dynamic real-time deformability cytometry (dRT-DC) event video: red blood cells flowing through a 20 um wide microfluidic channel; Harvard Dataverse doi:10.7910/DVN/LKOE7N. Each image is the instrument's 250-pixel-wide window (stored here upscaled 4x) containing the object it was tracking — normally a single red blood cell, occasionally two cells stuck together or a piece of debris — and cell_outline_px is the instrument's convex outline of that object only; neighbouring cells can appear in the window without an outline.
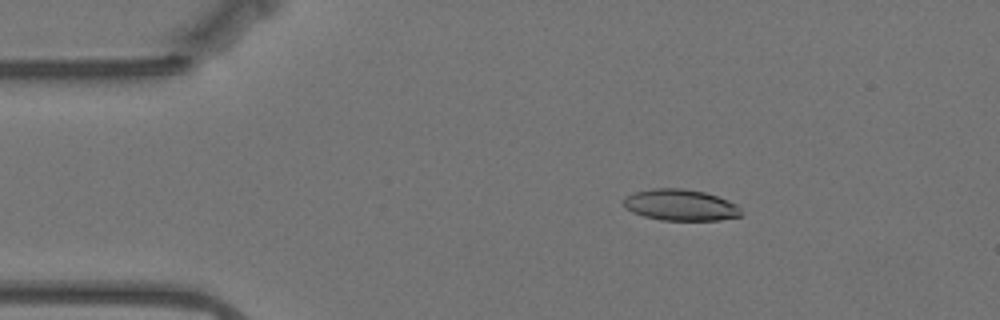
{"species": "Egyptian fruit bat (a non-hibernating species)", "species_latin": "Rousettus aegyptiacus", "temperature_condition": "warm", "stored_images_in_passage": 57, "camera_frame_rate_fps": 3000, "um_per_image_px": 0.085, "animal": {"sex": "female"}, "frame": {"image": 1, "passage_image": 9, "time_ms": 2.667, "image_size_px": [1000, 320], "cell_outline_px": [[740, 216], [720, 220], [660, 220], [644, 216], [632, 212], [624, 208], [624, 200], [628, 196], [636, 192], [652, 188], [680, 188], [704, 192], [728, 200], [736, 204], [740, 208]], "centroid_in_image_um": [57.83, 17.43], "position_along_channel_um": 27.2, "area_um2": 21.27}}
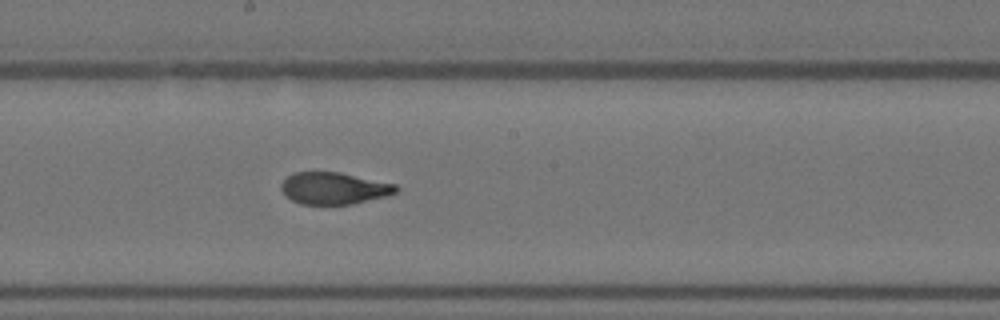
{"frame": {"image": 2, "passage_image": 30, "time_ms": 9.667, "image_size_px": [1000, 320], "cell_outline_px": [[400, 188], [396, 192], [388, 196], [352, 204], [300, 204], [292, 200], [280, 188], [280, 184], [292, 172], [340, 172], [396, 184]], "centroid_in_image_um": [28.41, 16.0], "position_along_channel_um": 219.8, "area_um2": 21.39}}
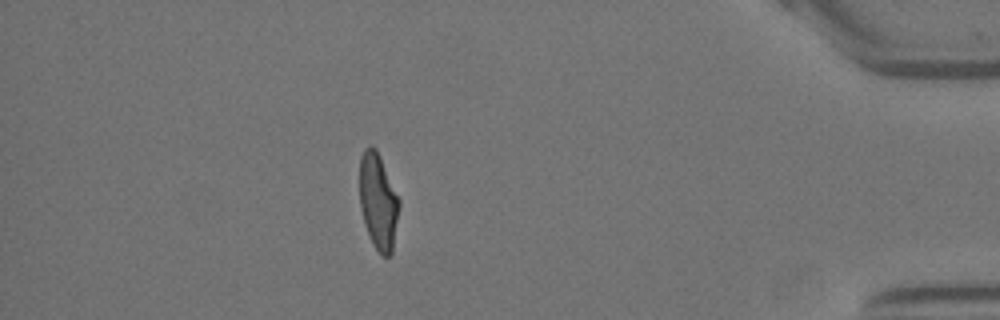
{"frame": {"image": 3, "passage_image": 50, "time_ms": 16.333, "image_size_px": [1000, 320], "cell_outline_px": [[400, 204], [392, 252], [388, 256], [380, 256], [372, 244], [364, 224], [360, 208], [360, 156], [364, 148], [368, 144], [372, 144], [376, 148], [380, 156], [400, 200]], "centroid_in_image_um": [32.14, 17.11], "position_along_channel_um": 403.1, "area_um2": 22.43}, "authors_computed_cell_mechanics": {"area_um2": 22.4264, "velocity_mm_per_s": 3.4922, "shape_relaxation_time_tau1_ms": 8.1201, "shape_relaxation_time_tau2_ms": 1.3494, "deformation_change_tau1": 0.2548, "deformation_change_tau2": 0.0613}}